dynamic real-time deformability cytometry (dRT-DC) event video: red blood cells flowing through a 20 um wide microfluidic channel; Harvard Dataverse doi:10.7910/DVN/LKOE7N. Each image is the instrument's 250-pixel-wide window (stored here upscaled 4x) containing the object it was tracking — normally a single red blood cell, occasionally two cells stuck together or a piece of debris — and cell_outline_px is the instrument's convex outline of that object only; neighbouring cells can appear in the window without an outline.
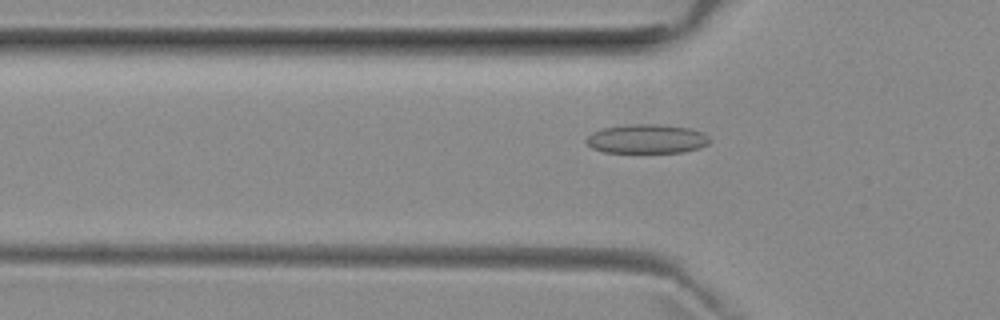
{"species": "common noctule bat (a hibernating species)", "species_latin": "Nyctalus noctula", "temperature_condition": "room temperature", "stored_images_in_passage": 44, "camera_frame_rate_fps": 3000, "um_per_image_px": 0.085, "animal": {"sex": "female", "body_mass_g": 29.2, "forearm_length_mm": 56.3}, "frame": {"image": 1, "passage_image": 9, "time_ms": 2.667, "image_size_px": [1000, 320], "cell_outline_px": [[712, 140], [708, 144], [700, 148], [684, 152], [604, 152], [592, 148], [584, 140], [592, 132], [600, 128], [628, 124], [660, 124], [692, 128], [704, 132]], "centroid_in_image_um": [55.0, 11.79], "position_along_channel_um": 70.8, "area_um2": 21.27}}
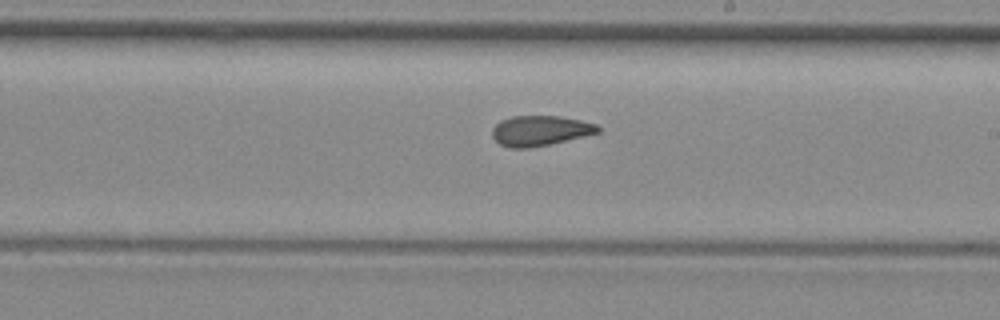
{"frame": {"image": 2, "passage_image": 22, "time_ms": 7.0, "image_size_px": [1000, 320], "cell_outline_px": [[600, 132], [548, 144], [528, 148], [512, 148], [500, 144], [492, 136], [492, 128], [500, 120], [512, 116], [560, 116], [580, 120], [596, 124], [600, 128]], "centroid_in_image_um": [45.88, 11.1], "position_along_channel_um": 243.1, "area_um2": 18.38}}
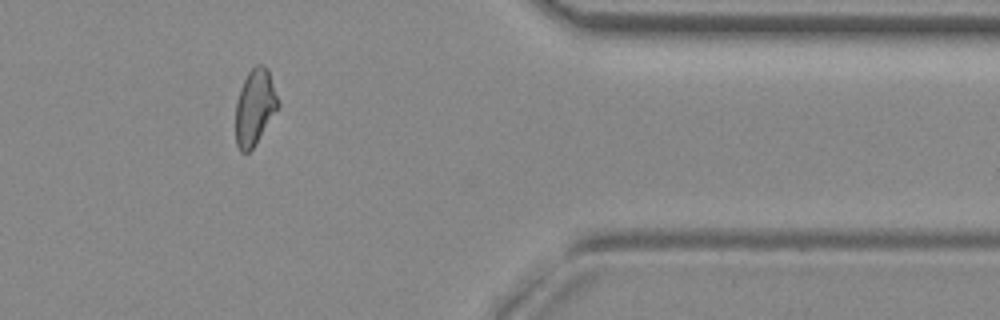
{"frame": {"image": 3, "passage_image": 35, "time_ms": 11.333, "image_size_px": [1000, 320], "cell_outline_px": [[280, 108], [252, 148], [248, 152], [240, 152], [236, 144], [236, 104], [244, 80], [248, 72], [256, 64], [264, 64], [268, 68], [280, 104]], "centroid_in_image_um": [21.69, 9.1], "position_along_channel_um": 389.7, "area_um2": 18.79}, "authors_computed_cell_mechanics": {"area_um2": 19.0162, "velocity_mm_per_s": 3.9634, "shape_relaxation_time_tau1_ms": null, "shape_relaxation_time_tau2_ms": 2.5705, "deformation_change_tau1": null, "deformation_change_tau2": 0.0896}}